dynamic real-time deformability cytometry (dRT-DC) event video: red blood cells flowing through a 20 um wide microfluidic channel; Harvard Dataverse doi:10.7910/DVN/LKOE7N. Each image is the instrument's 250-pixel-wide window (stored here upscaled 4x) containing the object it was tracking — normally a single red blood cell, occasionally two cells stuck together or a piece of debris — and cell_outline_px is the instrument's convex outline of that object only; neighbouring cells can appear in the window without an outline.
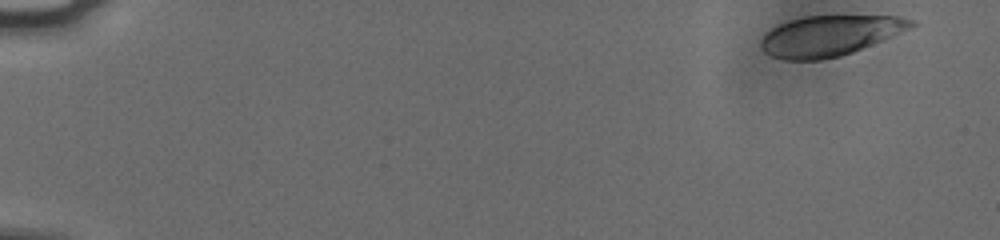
{"species": "human", "species_latin": "Homo sapiens", "temperature_condition": "cold", "stored_images_in_passage": 53, "camera_frame_rate_fps": 3000, "um_per_image_px": 0.085, "donor": {"sex": "male"}, "frame": {"image": 1, "passage_image": 1, "time_ms": 0.0, "image_size_px": [1000, 240], "cell_outline_px": [[920, 24], [872, 44], [852, 52], [840, 56], [820, 60], [784, 60], [772, 56], [764, 52], [760, 48], [760, 40], [776, 24], [788, 20], [804, 16], [900, 16], [916, 20]], "centroid_in_image_um": [70.52, 3.02], "position_along_channel_um": 14.5, "area_um2": 35.49}}
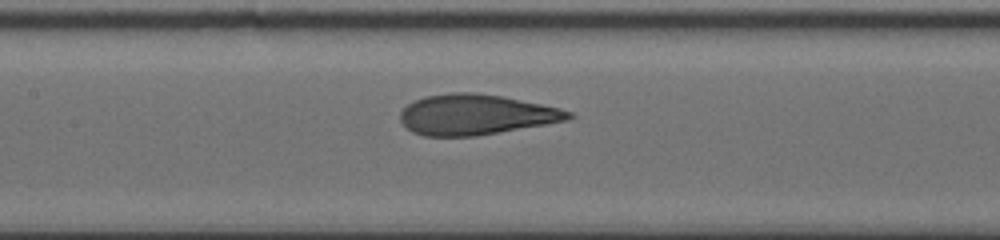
{"frame": {"image": 2, "passage_image": 26, "time_ms": 8.333, "image_size_px": [1000, 240], "cell_outline_px": [[576, 116], [568, 120], [476, 136], [424, 136], [412, 132], [404, 128], [400, 120], [400, 112], [408, 104], [424, 96], [452, 92], [472, 92], [500, 96], [560, 108], [572, 112]], "centroid_in_image_um": [40.41, 9.75], "position_along_channel_um": 167.0, "area_um2": 39.54}}
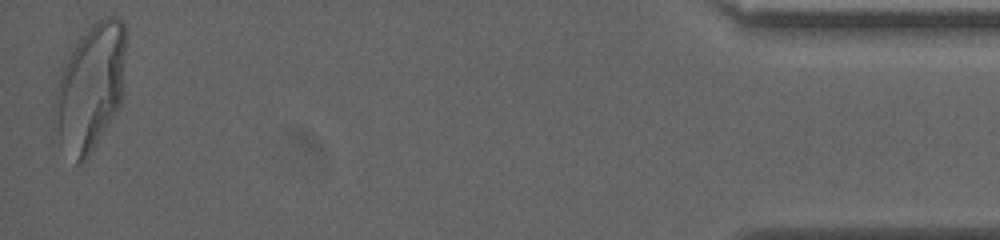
{"frame": {"image": 3, "passage_image": 53, "time_ms": 17.333, "image_size_px": [1000, 240], "cell_outline_px": [[124, 92], [120, 104], [96, 144], [88, 156], [80, 164], [76, 164], [52, 140], [52, 104], [56, 88], [60, 76], [68, 56], [76, 40], [84, 28], [96, 20], [108, 16], [116, 16], [124, 20]], "centroid_in_image_um": [7.6, 7.48], "position_along_channel_um": 427.6, "area_um2": 54.04}, "authors_computed_cell_mechanics": {"area_um2": 39.5352, "velocity_mm_per_s": 3.7719, "shape_relaxation_time_tau1_ms": 4.2892, "shape_relaxation_time_tau2_ms": null, "deformation_change_tau1": 0.1931, "deformation_change_tau2": null}}